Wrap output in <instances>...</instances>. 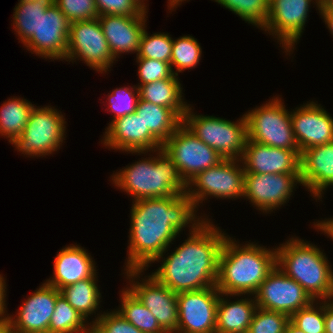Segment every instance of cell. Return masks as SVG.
Listing matches in <instances>:
<instances>
[{"instance_id": "cell-1", "label": "cell", "mask_w": 333, "mask_h": 333, "mask_svg": "<svg viewBox=\"0 0 333 333\" xmlns=\"http://www.w3.org/2000/svg\"><path fill=\"white\" fill-rule=\"evenodd\" d=\"M128 259L125 270H146L180 233L198 227L208 218H197L195 203L185 193L134 201L131 207ZM197 218V220H196ZM204 219V220H203ZM189 224V225H188Z\"/></svg>"}, {"instance_id": "cell-2", "label": "cell", "mask_w": 333, "mask_h": 333, "mask_svg": "<svg viewBox=\"0 0 333 333\" xmlns=\"http://www.w3.org/2000/svg\"><path fill=\"white\" fill-rule=\"evenodd\" d=\"M188 239L163 258L161 266L151 275L173 292L201 290L216 286L219 254L225 238L224 232L205 219L198 227H191Z\"/></svg>"}, {"instance_id": "cell-3", "label": "cell", "mask_w": 333, "mask_h": 333, "mask_svg": "<svg viewBox=\"0 0 333 333\" xmlns=\"http://www.w3.org/2000/svg\"><path fill=\"white\" fill-rule=\"evenodd\" d=\"M235 241L228 235L223 242L216 287L223 294L254 295L276 266V249L253 242L240 246Z\"/></svg>"}, {"instance_id": "cell-4", "label": "cell", "mask_w": 333, "mask_h": 333, "mask_svg": "<svg viewBox=\"0 0 333 333\" xmlns=\"http://www.w3.org/2000/svg\"><path fill=\"white\" fill-rule=\"evenodd\" d=\"M156 151L157 157L139 160L112 176L115 186L129 193L133 201L187 193V183L172 159L162 149Z\"/></svg>"}, {"instance_id": "cell-5", "label": "cell", "mask_w": 333, "mask_h": 333, "mask_svg": "<svg viewBox=\"0 0 333 333\" xmlns=\"http://www.w3.org/2000/svg\"><path fill=\"white\" fill-rule=\"evenodd\" d=\"M276 248V266L297 281L317 302L333 299V270L320 248L291 238Z\"/></svg>"}, {"instance_id": "cell-6", "label": "cell", "mask_w": 333, "mask_h": 333, "mask_svg": "<svg viewBox=\"0 0 333 333\" xmlns=\"http://www.w3.org/2000/svg\"><path fill=\"white\" fill-rule=\"evenodd\" d=\"M182 123L223 159H241L248 140L245 114L237 122H231L215 116L195 115L188 105Z\"/></svg>"}, {"instance_id": "cell-7", "label": "cell", "mask_w": 333, "mask_h": 333, "mask_svg": "<svg viewBox=\"0 0 333 333\" xmlns=\"http://www.w3.org/2000/svg\"><path fill=\"white\" fill-rule=\"evenodd\" d=\"M278 96L247 113L248 139L270 147L299 150L296 143L291 112ZM290 113V114H289Z\"/></svg>"}, {"instance_id": "cell-8", "label": "cell", "mask_w": 333, "mask_h": 333, "mask_svg": "<svg viewBox=\"0 0 333 333\" xmlns=\"http://www.w3.org/2000/svg\"><path fill=\"white\" fill-rule=\"evenodd\" d=\"M65 118L51 106L31 111L24 131L11 144L28 156H45L60 148L65 133Z\"/></svg>"}, {"instance_id": "cell-9", "label": "cell", "mask_w": 333, "mask_h": 333, "mask_svg": "<svg viewBox=\"0 0 333 333\" xmlns=\"http://www.w3.org/2000/svg\"><path fill=\"white\" fill-rule=\"evenodd\" d=\"M162 150L172 159L186 183L198 173L217 165L223 158L182 123L163 143Z\"/></svg>"}, {"instance_id": "cell-10", "label": "cell", "mask_w": 333, "mask_h": 333, "mask_svg": "<svg viewBox=\"0 0 333 333\" xmlns=\"http://www.w3.org/2000/svg\"><path fill=\"white\" fill-rule=\"evenodd\" d=\"M238 161L223 159L217 165L198 173L187 183L186 194L196 207L199 206V202L202 203L209 196L221 199L244 196L245 171ZM192 186L195 188L192 189Z\"/></svg>"}, {"instance_id": "cell-11", "label": "cell", "mask_w": 333, "mask_h": 333, "mask_svg": "<svg viewBox=\"0 0 333 333\" xmlns=\"http://www.w3.org/2000/svg\"><path fill=\"white\" fill-rule=\"evenodd\" d=\"M76 58L101 74L113 65L115 59L98 18L70 23L65 60L70 62Z\"/></svg>"}, {"instance_id": "cell-12", "label": "cell", "mask_w": 333, "mask_h": 333, "mask_svg": "<svg viewBox=\"0 0 333 333\" xmlns=\"http://www.w3.org/2000/svg\"><path fill=\"white\" fill-rule=\"evenodd\" d=\"M253 298L258 308L285 313L289 317L314 301L297 281L289 278L278 266L267 275Z\"/></svg>"}, {"instance_id": "cell-13", "label": "cell", "mask_w": 333, "mask_h": 333, "mask_svg": "<svg viewBox=\"0 0 333 333\" xmlns=\"http://www.w3.org/2000/svg\"><path fill=\"white\" fill-rule=\"evenodd\" d=\"M219 297L216 286L177 293L176 333H216Z\"/></svg>"}, {"instance_id": "cell-14", "label": "cell", "mask_w": 333, "mask_h": 333, "mask_svg": "<svg viewBox=\"0 0 333 333\" xmlns=\"http://www.w3.org/2000/svg\"><path fill=\"white\" fill-rule=\"evenodd\" d=\"M144 270H126L125 274L132 279L127 287L137 299L151 311L159 325L167 333H176L178 326L177 293L159 283L152 275L146 276L142 283L135 281ZM134 280V281H133Z\"/></svg>"}, {"instance_id": "cell-15", "label": "cell", "mask_w": 333, "mask_h": 333, "mask_svg": "<svg viewBox=\"0 0 333 333\" xmlns=\"http://www.w3.org/2000/svg\"><path fill=\"white\" fill-rule=\"evenodd\" d=\"M297 183L301 184L300 174L245 173L243 197L269 213L287 203Z\"/></svg>"}, {"instance_id": "cell-16", "label": "cell", "mask_w": 333, "mask_h": 333, "mask_svg": "<svg viewBox=\"0 0 333 333\" xmlns=\"http://www.w3.org/2000/svg\"><path fill=\"white\" fill-rule=\"evenodd\" d=\"M313 0H270V12L263 30L282 43L285 52H291L304 30L309 7Z\"/></svg>"}, {"instance_id": "cell-17", "label": "cell", "mask_w": 333, "mask_h": 333, "mask_svg": "<svg viewBox=\"0 0 333 333\" xmlns=\"http://www.w3.org/2000/svg\"><path fill=\"white\" fill-rule=\"evenodd\" d=\"M60 290L43 283L18 309L15 318L7 314L9 330L14 333H48Z\"/></svg>"}, {"instance_id": "cell-18", "label": "cell", "mask_w": 333, "mask_h": 333, "mask_svg": "<svg viewBox=\"0 0 333 333\" xmlns=\"http://www.w3.org/2000/svg\"><path fill=\"white\" fill-rule=\"evenodd\" d=\"M70 22L54 4L40 16L39 29L24 46L43 58L65 60Z\"/></svg>"}, {"instance_id": "cell-19", "label": "cell", "mask_w": 333, "mask_h": 333, "mask_svg": "<svg viewBox=\"0 0 333 333\" xmlns=\"http://www.w3.org/2000/svg\"><path fill=\"white\" fill-rule=\"evenodd\" d=\"M242 162L245 173L300 174V151L270 147L247 140Z\"/></svg>"}, {"instance_id": "cell-20", "label": "cell", "mask_w": 333, "mask_h": 333, "mask_svg": "<svg viewBox=\"0 0 333 333\" xmlns=\"http://www.w3.org/2000/svg\"><path fill=\"white\" fill-rule=\"evenodd\" d=\"M101 142L105 147L138 155L156 152L163 145L149 130H145L144 123L136 113L112 120Z\"/></svg>"}, {"instance_id": "cell-21", "label": "cell", "mask_w": 333, "mask_h": 333, "mask_svg": "<svg viewBox=\"0 0 333 333\" xmlns=\"http://www.w3.org/2000/svg\"><path fill=\"white\" fill-rule=\"evenodd\" d=\"M292 128L299 151L333 142V118L311 101L291 112Z\"/></svg>"}, {"instance_id": "cell-22", "label": "cell", "mask_w": 333, "mask_h": 333, "mask_svg": "<svg viewBox=\"0 0 333 333\" xmlns=\"http://www.w3.org/2000/svg\"><path fill=\"white\" fill-rule=\"evenodd\" d=\"M146 14L139 16L99 15L98 20L108 42L109 49L114 57L120 53L139 51L140 40L146 28Z\"/></svg>"}, {"instance_id": "cell-23", "label": "cell", "mask_w": 333, "mask_h": 333, "mask_svg": "<svg viewBox=\"0 0 333 333\" xmlns=\"http://www.w3.org/2000/svg\"><path fill=\"white\" fill-rule=\"evenodd\" d=\"M300 178L301 184L318 200L323 190L333 186V142L300 152Z\"/></svg>"}, {"instance_id": "cell-24", "label": "cell", "mask_w": 333, "mask_h": 333, "mask_svg": "<svg viewBox=\"0 0 333 333\" xmlns=\"http://www.w3.org/2000/svg\"><path fill=\"white\" fill-rule=\"evenodd\" d=\"M54 276L46 283L61 290L65 286L91 278L96 272L95 263L84 248L70 245L59 251L54 259Z\"/></svg>"}, {"instance_id": "cell-25", "label": "cell", "mask_w": 333, "mask_h": 333, "mask_svg": "<svg viewBox=\"0 0 333 333\" xmlns=\"http://www.w3.org/2000/svg\"><path fill=\"white\" fill-rule=\"evenodd\" d=\"M223 296H239L220 293L217 305L216 333H247L257 308L254 299L229 302Z\"/></svg>"}, {"instance_id": "cell-26", "label": "cell", "mask_w": 333, "mask_h": 333, "mask_svg": "<svg viewBox=\"0 0 333 333\" xmlns=\"http://www.w3.org/2000/svg\"><path fill=\"white\" fill-rule=\"evenodd\" d=\"M140 99L172 109L181 119H183L187 107L182 98V87L174 75L172 78L157 80L144 85H137Z\"/></svg>"}, {"instance_id": "cell-27", "label": "cell", "mask_w": 333, "mask_h": 333, "mask_svg": "<svg viewBox=\"0 0 333 333\" xmlns=\"http://www.w3.org/2000/svg\"><path fill=\"white\" fill-rule=\"evenodd\" d=\"M136 115L162 144L182 124V119L170 108L162 107L139 98Z\"/></svg>"}, {"instance_id": "cell-28", "label": "cell", "mask_w": 333, "mask_h": 333, "mask_svg": "<svg viewBox=\"0 0 333 333\" xmlns=\"http://www.w3.org/2000/svg\"><path fill=\"white\" fill-rule=\"evenodd\" d=\"M96 278L95 273L91 278L65 286L60 290L61 295L85 320L99 307L101 293Z\"/></svg>"}, {"instance_id": "cell-29", "label": "cell", "mask_w": 333, "mask_h": 333, "mask_svg": "<svg viewBox=\"0 0 333 333\" xmlns=\"http://www.w3.org/2000/svg\"><path fill=\"white\" fill-rule=\"evenodd\" d=\"M34 105L19 98H9L0 108V135L12 143L22 134Z\"/></svg>"}, {"instance_id": "cell-30", "label": "cell", "mask_w": 333, "mask_h": 333, "mask_svg": "<svg viewBox=\"0 0 333 333\" xmlns=\"http://www.w3.org/2000/svg\"><path fill=\"white\" fill-rule=\"evenodd\" d=\"M121 293V307L116 309L119 315L143 333H167L151 311L128 288L123 289Z\"/></svg>"}, {"instance_id": "cell-31", "label": "cell", "mask_w": 333, "mask_h": 333, "mask_svg": "<svg viewBox=\"0 0 333 333\" xmlns=\"http://www.w3.org/2000/svg\"><path fill=\"white\" fill-rule=\"evenodd\" d=\"M55 4V0H37L36 2L20 1L14 8L13 27L23 45L39 29L40 16Z\"/></svg>"}, {"instance_id": "cell-32", "label": "cell", "mask_w": 333, "mask_h": 333, "mask_svg": "<svg viewBox=\"0 0 333 333\" xmlns=\"http://www.w3.org/2000/svg\"><path fill=\"white\" fill-rule=\"evenodd\" d=\"M69 303L60 295L55 303V310L51 316L48 333H90L87 322Z\"/></svg>"}, {"instance_id": "cell-33", "label": "cell", "mask_w": 333, "mask_h": 333, "mask_svg": "<svg viewBox=\"0 0 333 333\" xmlns=\"http://www.w3.org/2000/svg\"><path fill=\"white\" fill-rule=\"evenodd\" d=\"M244 21L264 28L270 12V0H215Z\"/></svg>"}, {"instance_id": "cell-34", "label": "cell", "mask_w": 333, "mask_h": 333, "mask_svg": "<svg viewBox=\"0 0 333 333\" xmlns=\"http://www.w3.org/2000/svg\"><path fill=\"white\" fill-rule=\"evenodd\" d=\"M202 49L197 40L192 36H182L172 43V53L170 65L174 75L178 76V72L185 69H192L199 64ZM176 68V72L173 70Z\"/></svg>"}, {"instance_id": "cell-35", "label": "cell", "mask_w": 333, "mask_h": 333, "mask_svg": "<svg viewBox=\"0 0 333 333\" xmlns=\"http://www.w3.org/2000/svg\"><path fill=\"white\" fill-rule=\"evenodd\" d=\"M173 39L167 33H154L151 36L144 30L136 58H149L170 62Z\"/></svg>"}, {"instance_id": "cell-36", "label": "cell", "mask_w": 333, "mask_h": 333, "mask_svg": "<svg viewBox=\"0 0 333 333\" xmlns=\"http://www.w3.org/2000/svg\"><path fill=\"white\" fill-rule=\"evenodd\" d=\"M290 317L281 312L256 308L247 333H284Z\"/></svg>"}, {"instance_id": "cell-37", "label": "cell", "mask_w": 333, "mask_h": 333, "mask_svg": "<svg viewBox=\"0 0 333 333\" xmlns=\"http://www.w3.org/2000/svg\"><path fill=\"white\" fill-rule=\"evenodd\" d=\"M319 304L317 308L313 301L309 306L296 311L290 321L305 333H325L324 301Z\"/></svg>"}, {"instance_id": "cell-38", "label": "cell", "mask_w": 333, "mask_h": 333, "mask_svg": "<svg viewBox=\"0 0 333 333\" xmlns=\"http://www.w3.org/2000/svg\"><path fill=\"white\" fill-rule=\"evenodd\" d=\"M135 91V92H134ZM109 111L114 114L113 120L135 113L138 100H139V89L137 86L131 87H120L113 90L108 95Z\"/></svg>"}, {"instance_id": "cell-39", "label": "cell", "mask_w": 333, "mask_h": 333, "mask_svg": "<svg viewBox=\"0 0 333 333\" xmlns=\"http://www.w3.org/2000/svg\"><path fill=\"white\" fill-rule=\"evenodd\" d=\"M89 324L90 333H143L117 311L104 312Z\"/></svg>"}, {"instance_id": "cell-40", "label": "cell", "mask_w": 333, "mask_h": 333, "mask_svg": "<svg viewBox=\"0 0 333 333\" xmlns=\"http://www.w3.org/2000/svg\"><path fill=\"white\" fill-rule=\"evenodd\" d=\"M55 5L70 23L99 17L95 0H55Z\"/></svg>"}, {"instance_id": "cell-41", "label": "cell", "mask_w": 333, "mask_h": 333, "mask_svg": "<svg viewBox=\"0 0 333 333\" xmlns=\"http://www.w3.org/2000/svg\"><path fill=\"white\" fill-rule=\"evenodd\" d=\"M136 62L139 63L137 75L140 78V83H138V85H144L174 76L170 62L149 58H137Z\"/></svg>"}, {"instance_id": "cell-42", "label": "cell", "mask_w": 333, "mask_h": 333, "mask_svg": "<svg viewBox=\"0 0 333 333\" xmlns=\"http://www.w3.org/2000/svg\"><path fill=\"white\" fill-rule=\"evenodd\" d=\"M99 15L139 16L142 10L134 0H95Z\"/></svg>"}, {"instance_id": "cell-43", "label": "cell", "mask_w": 333, "mask_h": 333, "mask_svg": "<svg viewBox=\"0 0 333 333\" xmlns=\"http://www.w3.org/2000/svg\"><path fill=\"white\" fill-rule=\"evenodd\" d=\"M333 299L324 301L325 333H333ZM329 302V303H328Z\"/></svg>"}, {"instance_id": "cell-44", "label": "cell", "mask_w": 333, "mask_h": 333, "mask_svg": "<svg viewBox=\"0 0 333 333\" xmlns=\"http://www.w3.org/2000/svg\"><path fill=\"white\" fill-rule=\"evenodd\" d=\"M319 13L333 35V7L329 3L320 5Z\"/></svg>"}, {"instance_id": "cell-45", "label": "cell", "mask_w": 333, "mask_h": 333, "mask_svg": "<svg viewBox=\"0 0 333 333\" xmlns=\"http://www.w3.org/2000/svg\"><path fill=\"white\" fill-rule=\"evenodd\" d=\"M6 283L4 277L0 274V319L6 318Z\"/></svg>"}, {"instance_id": "cell-46", "label": "cell", "mask_w": 333, "mask_h": 333, "mask_svg": "<svg viewBox=\"0 0 333 333\" xmlns=\"http://www.w3.org/2000/svg\"><path fill=\"white\" fill-rule=\"evenodd\" d=\"M317 224L314 223V226L316 229H319L322 233L327 234L328 237L330 236L331 239H333V218L331 219H326L322 221L316 222Z\"/></svg>"}, {"instance_id": "cell-47", "label": "cell", "mask_w": 333, "mask_h": 333, "mask_svg": "<svg viewBox=\"0 0 333 333\" xmlns=\"http://www.w3.org/2000/svg\"><path fill=\"white\" fill-rule=\"evenodd\" d=\"M284 333H305V332L297 328L291 321H289L285 328Z\"/></svg>"}, {"instance_id": "cell-48", "label": "cell", "mask_w": 333, "mask_h": 333, "mask_svg": "<svg viewBox=\"0 0 333 333\" xmlns=\"http://www.w3.org/2000/svg\"><path fill=\"white\" fill-rule=\"evenodd\" d=\"M9 330L7 318L0 319V333H6Z\"/></svg>"}, {"instance_id": "cell-49", "label": "cell", "mask_w": 333, "mask_h": 333, "mask_svg": "<svg viewBox=\"0 0 333 333\" xmlns=\"http://www.w3.org/2000/svg\"><path fill=\"white\" fill-rule=\"evenodd\" d=\"M168 8L172 10L173 8H177L183 1L186 0H168ZM181 2V3H180ZM176 6V7H175ZM172 8V9H171Z\"/></svg>"}, {"instance_id": "cell-50", "label": "cell", "mask_w": 333, "mask_h": 333, "mask_svg": "<svg viewBox=\"0 0 333 333\" xmlns=\"http://www.w3.org/2000/svg\"><path fill=\"white\" fill-rule=\"evenodd\" d=\"M137 4H138V6L142 9V10H144V11H147L146 9V7L147 6H145V3H144V1L145 0H134Z\"/></svg>"}, {"instance_id": "cell-51", "label": "cell", "mask_w": 333, "mask_h": 333, "mask_svg": "<svg viewBox=\"0 0 333 333\" xmlns=\"http://www.w3.org/2000/svg\"><path fill=\"white\" fill-rule=\"evenodd\" d=\"M329 2H330V0H316L315 1V3L317 4L316 6H317L318 10L320 8V5H323V4H326V3H329Z\"/></svg>"}, {"instance_id": "cell-52", "label": "cell", "mask_w": 333, "mask_h": 333, "mask_svg": "<svg viewBox=\"0 0 333 333\" xmlns=\"http://www.w3.org/2000/svg\"><path fill=\"white\" fill-rule=\"evenodd\" d=\"M20 1H30V2H36L37 0H20Z\"/></svg>"}, {"instance_id": "cell-53", "label": "cell", "mask_w": 333, "mask_h": 333, "mask_svg": "<svg viewBox=\"0 0 333 333\" xmlns=\"http://www.w3.org/2000/svg\"><path fill=\"white\" fill-rule=\"evenodd\" d=\"M329 4L333 7V0H330Z\"/></svg>"}]
</instances>
